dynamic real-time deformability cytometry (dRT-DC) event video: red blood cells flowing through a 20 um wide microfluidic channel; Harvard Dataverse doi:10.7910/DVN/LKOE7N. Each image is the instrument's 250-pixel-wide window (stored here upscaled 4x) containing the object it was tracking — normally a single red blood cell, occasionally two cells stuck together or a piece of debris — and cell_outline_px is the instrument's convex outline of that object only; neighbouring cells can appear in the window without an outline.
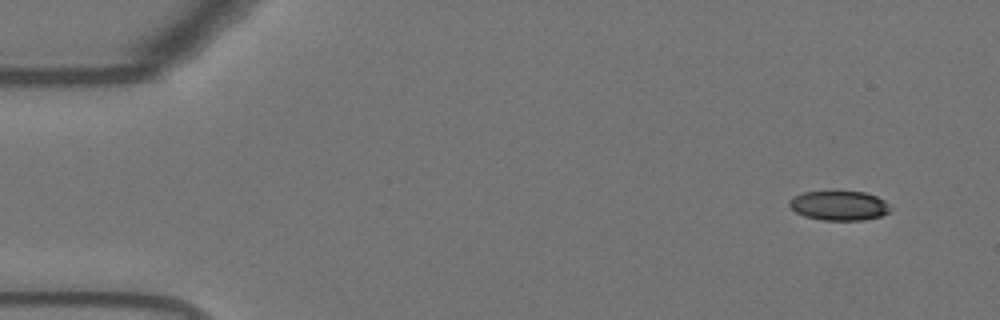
{"species": "Egyptian fruit bat (a non-hibernating species)", "species_latin": "Rousettus aegyptiacus", "temperature_condition": "warm", "stored_images_in_passage": 53, "camera_frame_rate_fps": 3000, "um_per_image_px": 0.085, "animal": {"sex": "female"}, "frame": {"image": 1, "passage_image": 1, "time_ms": 0.0, "image_size_px": [1000, 320], "cell_outline_px": [[892, 208], [888, 212], [880, 216], [860, 220], [824, 220], [804, 216], [796, 212], [788, 204], [788, 200], [804, 192], [864, 192], [876, 196], [884, 200]], "centroid_in_image_um": [71.33, 17.48], "position_along_channel_um": 13.7, "area_um2": 17.11}}